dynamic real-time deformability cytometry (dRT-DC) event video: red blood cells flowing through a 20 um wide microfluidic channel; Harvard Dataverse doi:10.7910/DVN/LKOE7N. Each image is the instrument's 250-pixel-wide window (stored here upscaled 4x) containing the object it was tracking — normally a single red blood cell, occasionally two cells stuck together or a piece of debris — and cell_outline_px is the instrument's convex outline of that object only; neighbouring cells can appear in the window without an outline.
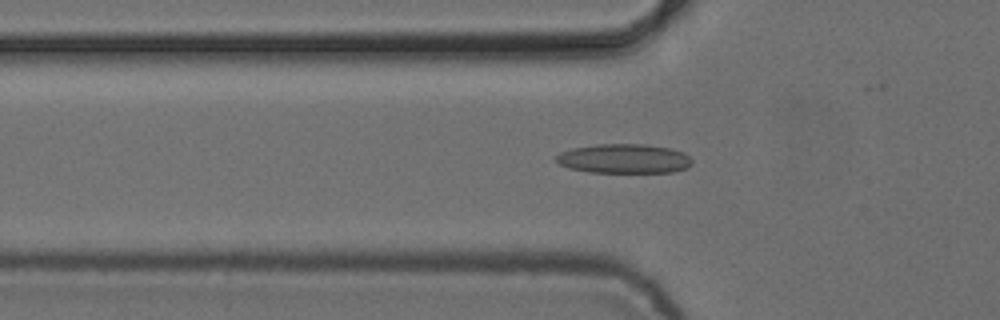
{"species": "common noctule bat (a hibernating species)", "species_latin": "Nyctalus noctula", "temperature_condition": "cold", "stored_images_in_passage": 34, "camera_frame_rate_fps": 3000, "um_per_image_px": 0.085, "animal": {"sex": "female", "body_mass_g": 24.6, "forearm_length_mm": 56.2}, "frame": {"image": 1, "passage_image": 3, "time_ms": 0.667, "image_size_px": [1000, 320], "cell_outline_px": [[692, 164], [688, 168], [672, 172], [588, 172], [568, 168], [560, 164], [556, 160], [556, 156], [560, 152], [572, 148], [596, 144], [644, 144], [668, 148], [684, 152], [692, 160]], "centroid_in_image_um": [53.04, 13.49], "position_along_channel_um": 72.8, "area_um2": 23.29}}
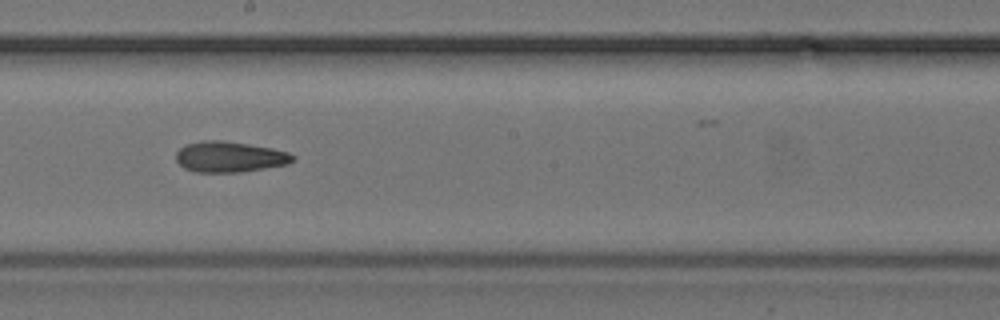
{"frame": {"image": 2, "passage_image": 15, "time_ms": 4.667, "image_size_px": [1000, 320], "cell_outline_px": [[296, 160], [288, 164], [240, 172], [196, 172], [184, 168], [176, 160], [176, 152], [180, 148], [188, 144], [204, 140], [224, 140], [272, 148], [288, 152], [296, 156]], "centroid_in_image_um": [19.54, 13.33], "position_along_channel_um": 228.7, "area_um2": 20.92}}
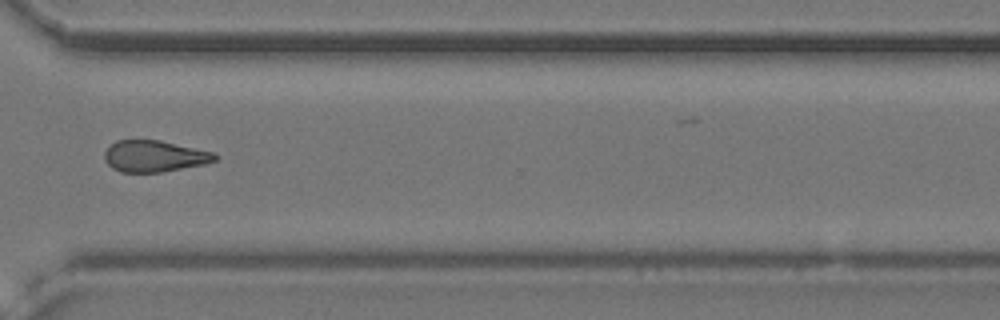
{"frame": {"image": 3, "passage_image": 25, "time_ms": 8.0, "image_size_px": [1000, 320], "cell_outline_px": [[220, 156], [216, 160], [204, 164], [160, 172], [120, 172], [112, 168], [104, 160], [104, 152], [116, 140], [160, 140], [212, 152]], "centroid_in_image_um": [13.1, 13.27], "position_along_channel_um": 357.5, "area_um2": 20.11}, "authors_computed_cell_mechanics": {"area_um2": 20.6635, "velocity_mm_per_s": 3.8714, "shape_relaxation_time_tau1_ms": null, "shape_relaxation_time_tau2_ms": 6.3798, "deformation_change_tau1": null, "deformation_change_tau2": 0.174}}